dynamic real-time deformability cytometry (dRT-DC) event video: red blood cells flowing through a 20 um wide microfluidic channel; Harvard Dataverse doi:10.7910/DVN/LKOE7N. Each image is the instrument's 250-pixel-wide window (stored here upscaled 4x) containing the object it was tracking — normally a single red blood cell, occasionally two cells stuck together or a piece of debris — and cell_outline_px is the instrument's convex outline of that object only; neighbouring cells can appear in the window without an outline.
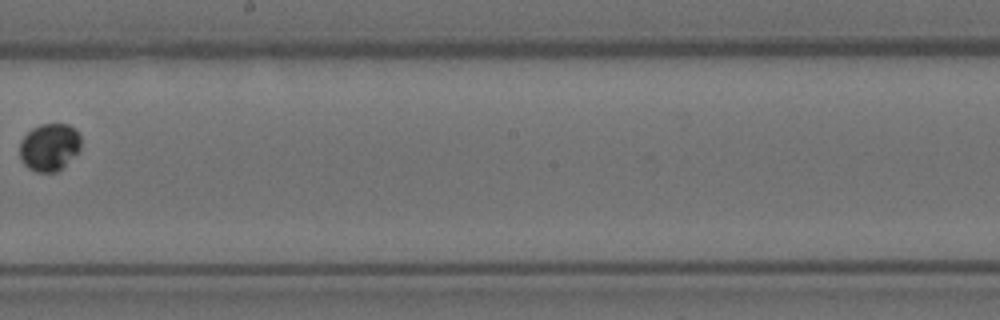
{"species": "Egyptian fruit bat (a non-hibernating species)", "species_latin": "Rousettus aegyptiacus", "temperature_condition": "room temperature", "stored_images_in_passage": 10, "camera_frame_rate_fps": 3000, "um_per_image_px": 0.085, "animal": {"sex": "female"}, "frame": {"image": 1, "passage_image": 9, "time_ms": 2.667, "image_size_px": [1000, 320], "cell_outline_px": [[80, 148], [56, 172], [36, 172], [28, 168], [20, 160], [20, 140], [32, 128], [40, 124], [68, 124], [76, 128], [80, 136]], "centroid_in_image_um": [4.16, 12.48], "position_along_channel_um": 244.0, "area_um2": 16.82}}
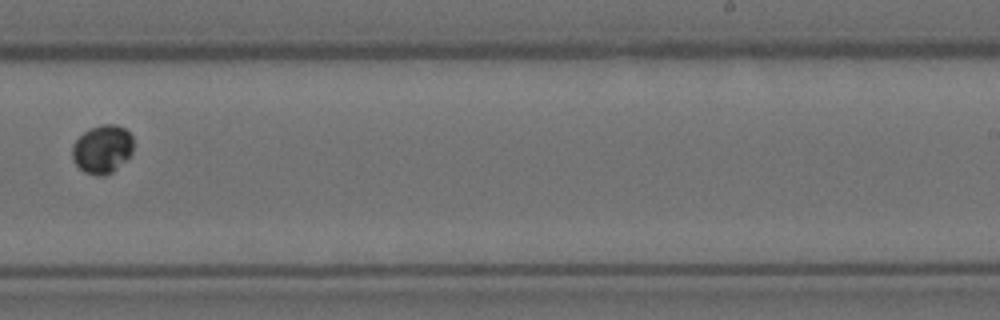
{"frame": {"image": 2, "passage_image": 10, "time_ms": 3.0, "image_size_px": [1000, 320], "cell_outline_px": [[132, 152], [112, 172], [104, 176], [96, 176], [84, 172], [72, 160], [72, 144], [84, 132], [100, 124], [116, 124], [124, 128], [132, 136]], "centroid_in_image_um": [8.67, 12.68], "position_along_channel_um": 280.3, "area_um2": 17.11}}